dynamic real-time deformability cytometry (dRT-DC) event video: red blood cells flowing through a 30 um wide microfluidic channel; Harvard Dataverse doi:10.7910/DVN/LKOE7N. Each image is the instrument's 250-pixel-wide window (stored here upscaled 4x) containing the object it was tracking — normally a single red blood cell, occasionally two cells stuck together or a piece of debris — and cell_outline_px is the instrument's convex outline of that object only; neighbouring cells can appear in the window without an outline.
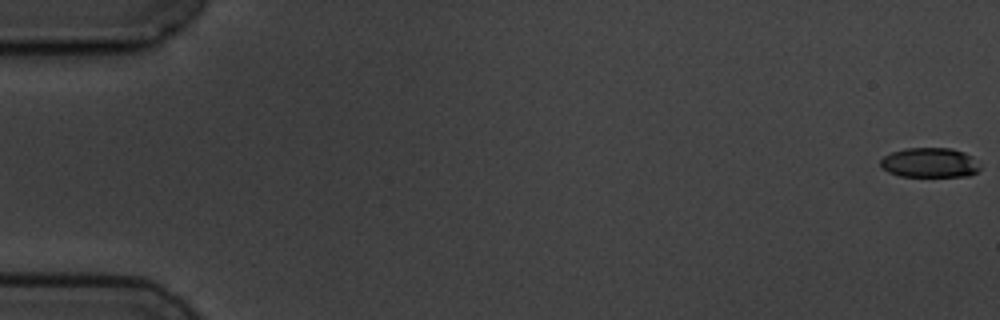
{"species": "common noctule bat (a hibernating species)", "species_latin": "Nyctalus noctula", "temperature_condition": "cold", "stored_images_in_passage": 5, "camera_frame_rate_fps": 3000, "um_per_image_px": 0.085, "animal": {"sex": "male", "body_mass_g": 19.5, "forearm_length_mm": 54.6}, "frame": {"image": 1, "passage_image": 1, "time_ms": 0.0, "image_size_px": [1000, 320], "cell_outline_px": [[980, 168], [976, 172], [968, 176], [900, 176], [888, 172], [880, 168], [880, 160], [884, 156], [892, 152], [904, 148], [952, 148], [964, 152], [972, 156], [980, 164]], "centroid_in_image_um": [79.02, 13.82], "position_along_channel_um": 6.0, "area_um2": 17.4}}
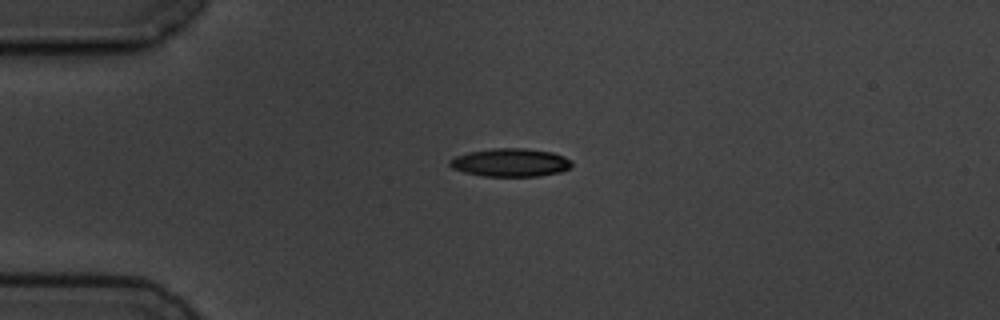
{"frame": {"image": 2, "passage_image": 4, "time_ms": 4.667, "image_size_px": [1000, 320], "cell_outline_px": [[572, 168], [560, 172], [540, 176], [484, 176], [464, 172], [452, 168], [448, 164], [448, 160], [456, 156], [468, 152], [492, 148], [524, 148], [552, 152], [564, 156], [572, 160]], "centroid_in_image_um": [43.4, 13.81], "position_along_channel_um": 41.6, "area_um2": 20.23}}